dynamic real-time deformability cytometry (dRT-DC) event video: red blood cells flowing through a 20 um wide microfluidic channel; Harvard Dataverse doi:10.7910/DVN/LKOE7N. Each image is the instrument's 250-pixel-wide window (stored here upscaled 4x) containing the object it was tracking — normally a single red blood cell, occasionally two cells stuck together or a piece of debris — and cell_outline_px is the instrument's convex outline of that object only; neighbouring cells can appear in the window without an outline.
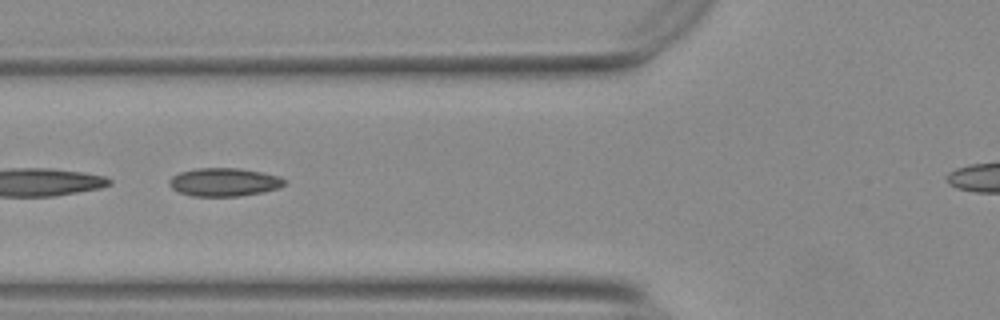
{"species": "Egyptian fruit bat (a non-hibernating species)", "species_latin": "Rousettus aegyptiacus", "temperature_condition": "warm", "stored_images_in_passage": 16, "camera_frame_rate_fps": 3000, "um_per_image_px": 0.085, "animal": {"sex": "female"}, "frame": {"image": 1, "passage_image": 12, "time_ms": 3.667, "image_size_px": [1000, 320], "cell_outline_px": [[288, 180], [280, 188], [264, 192], [240, 196], [192, 196], [176, 192], [168, 184], [168, 180], [172, 176], [180, 172], [196, 168], [240, 168], [280, 176]], "centroid_in_image_um": [19.05, 15.48], "position_along_channel_um": 106.8, "area_um2": 19.25}}